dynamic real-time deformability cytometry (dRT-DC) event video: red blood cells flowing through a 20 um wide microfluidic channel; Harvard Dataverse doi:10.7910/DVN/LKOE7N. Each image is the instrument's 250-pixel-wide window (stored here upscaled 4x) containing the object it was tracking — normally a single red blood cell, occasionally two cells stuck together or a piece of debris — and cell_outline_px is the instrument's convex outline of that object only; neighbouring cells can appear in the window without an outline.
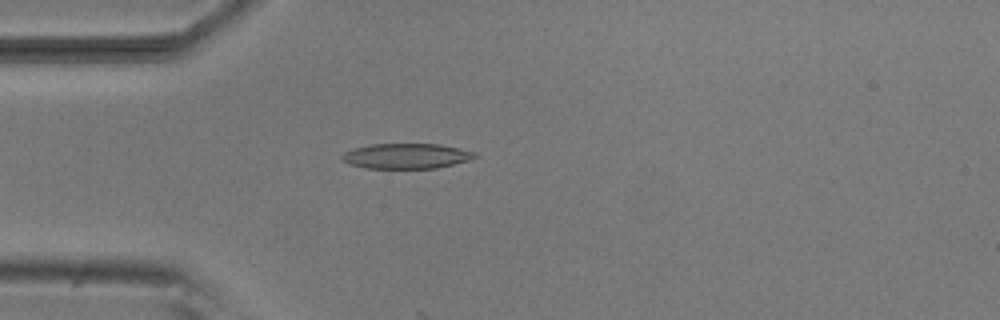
{"species": "common noctule bat (a hibernating species)", "species_latin": "Nyctalus noctula", "temperature_condition": "room temperature", "stored_images_in_passage": 25, "camera_frame_rate_fps": 3000, "um_per_image_px": 0.085, "animal": {"sex": "male", "body_mass_g": 20.5, "forearm_length_mm": 52.5}, "frame": {"image": 1, "passage_image": 14, "time_ms": 4.333, "image_size_px": [1000, 320], "cell_outline_px": [[480, 156], [468, 160], [436, 168], [368, 168], [348, 164], [340, 160], [340, 156], [344, 152], [352, 148], [372, 144], [440, 144], [476, 152]], "centroid_in_image_um": [34.5, 13.26], "position_along_channel_um": 50.5, "area_um2": 19.59}}
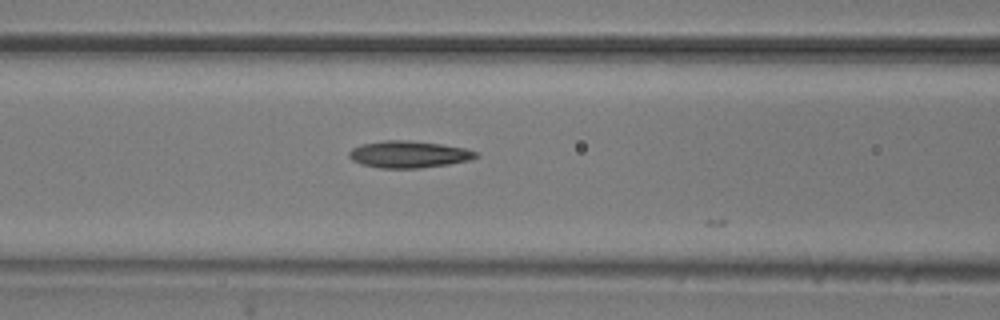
{"frame": {"image": 2, "passage_image": 21, "time_ms": 6.667, "image_size_px": [1000, 320], "cell_outline_px": [[480, 156], [468, 160], [448, 164], [420, 168], [380, 168], [360, 164], [352, 160], [348, 156], [348, 152], [352, 148], [360, 144], [384, 140], [408, 140], [440, 144], [464, 148], [476, 152]], "centroid_in_image_um": [34.69, 13.12], "position_along_channel_um": 131.9, "area_um2": 19.88}}
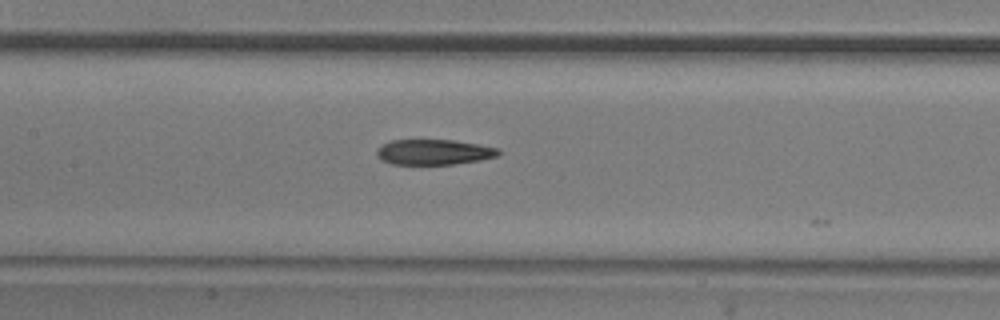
{"frame": {"image": 3, "passage_image": 24, "time_ms": 7.667, "image_size_px": [1000, 320], "cell_outline_px": [[500, 156], [480, 160], [452, 164], [392, 164], [380, 160], [376, 156], [376, 148], [380, 144], [392, 140], [452, 140], [500, 148]], "centroid_in_image_um": [36.84, 12.92], "position_along_channel_um": 170.6, "area_um2": 18.15}}